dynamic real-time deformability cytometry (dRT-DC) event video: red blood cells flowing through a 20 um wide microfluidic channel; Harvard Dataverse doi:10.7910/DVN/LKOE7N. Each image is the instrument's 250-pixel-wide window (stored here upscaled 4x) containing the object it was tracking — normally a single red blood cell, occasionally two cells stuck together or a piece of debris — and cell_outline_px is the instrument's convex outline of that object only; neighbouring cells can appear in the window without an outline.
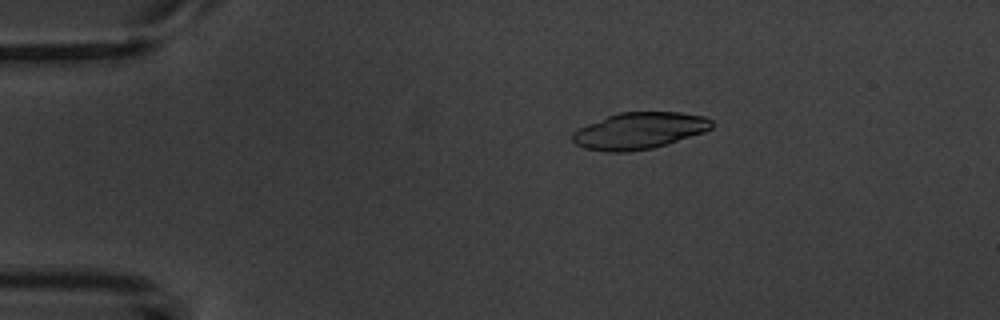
{"species": "common noctule bat (a hibernating species)", "species_latin": "Nyctalus noctula", "temperature_condition": "warm", "stored_images_in_passage": 6, "camera_frame_rate_fps": 3000, "um_per_image_px": 0.085, "animal": {"sex": "male", "body_mass_g": 20.1, "forearm_length_mm": 53.5}, "frame": {"image": 1, "passage_image": 4, "time_ms": 3.333, "image_size_px": [1000, 320], "cell_outline_px": [[716, 124], [712, 128], [704, 132], [668, 144], [652, 148], [628, 152], [608, 152], [584, 148], [576, 144], [572, 140], [572, 132], [588, 124], [608, 116], [620, 112], [680, 112], [704, 116], [712, 120]], "centroid_in_image_um": [54.37, 11.11], "position_along_channel_um": 30.6, "area_um2": 29.77}}